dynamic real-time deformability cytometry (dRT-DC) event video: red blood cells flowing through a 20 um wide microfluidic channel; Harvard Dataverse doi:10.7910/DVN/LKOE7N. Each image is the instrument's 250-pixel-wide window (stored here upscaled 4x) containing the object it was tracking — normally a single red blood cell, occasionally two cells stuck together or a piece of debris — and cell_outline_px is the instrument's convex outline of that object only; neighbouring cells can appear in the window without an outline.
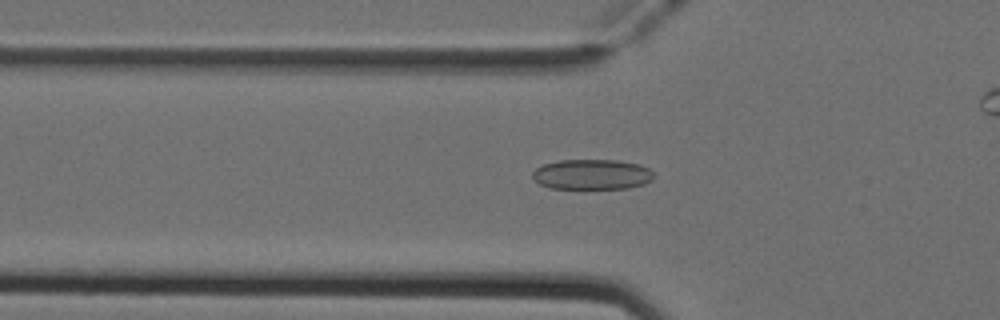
{"species": "Egyptian fruit bat (a non-hibernating species)", "species_latin": "Rousettus aegyptiacus", "temperature_condition": "cold", "stored_images_in_passage": 45, "camera_frame_rate_fps": 3000, "um_per_image_px": 0.085, "animal": {"sex": "female"}, "frame": {"image": 1, "passage_image": 17, "time_ms": 5.333, "image_size_px": [1000, 320], "cell_outline_px": [[656, 176], [652, 180], [644, 184], [628, 188], [552, 188], [540, 184], [532, 176], [532, 172], [536, 168], [544, 164], [560, 160], [616, 160], [640, 164], [648, 168]], "centroid_in_image_um": [50.35, 14.82], "position_along_channel_um": 75.5, "area_um2": 21.33}}
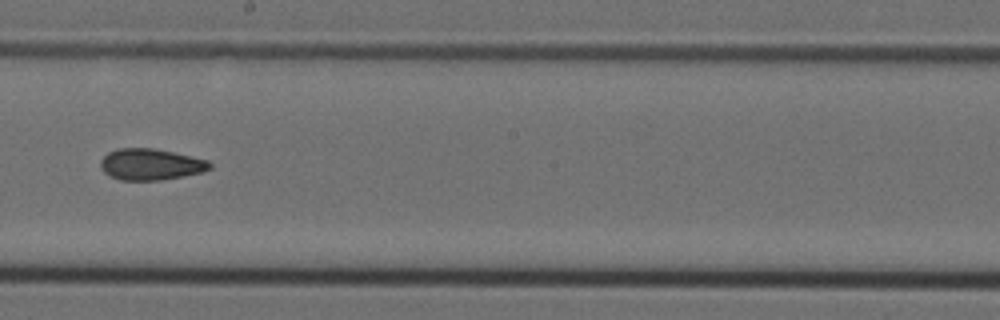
{"frame": {"image": 2, "passage_image": 29, "time_ms": 9.333, "image_size_px": [1000, 320], "cell_outline_px": [[212, 168], [204, 172], [184, 176], [160, 180], [120, 180], [108, 176], [100, 168], [100, 160], [108, 152], [116, 148], [156, 148], [208, 160], [212, 164]], "centroid_in_image_um": [12.8, 13.97], "position_along_channel_um": 235.4, "area_um2": 20.23}}
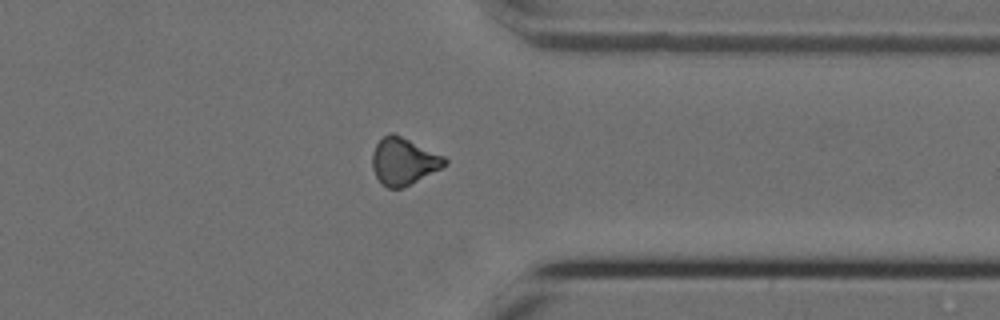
{"frame": {"image": 3, "passage_image": 40, "time_ms": 13.0, "image_size_px": [1000, 320], "cell_outline_px": [[448, 164], [400, 188], [388, 188], [380, 184], [372, 168], [372, 152], [376, 144], [384, 136], [392, 132], [444, 156], [448, 160]], "centroid_in_image_um": [34.27, 13.7], "position_along_channel_um": 377.1, "area_um2": 19.48}}